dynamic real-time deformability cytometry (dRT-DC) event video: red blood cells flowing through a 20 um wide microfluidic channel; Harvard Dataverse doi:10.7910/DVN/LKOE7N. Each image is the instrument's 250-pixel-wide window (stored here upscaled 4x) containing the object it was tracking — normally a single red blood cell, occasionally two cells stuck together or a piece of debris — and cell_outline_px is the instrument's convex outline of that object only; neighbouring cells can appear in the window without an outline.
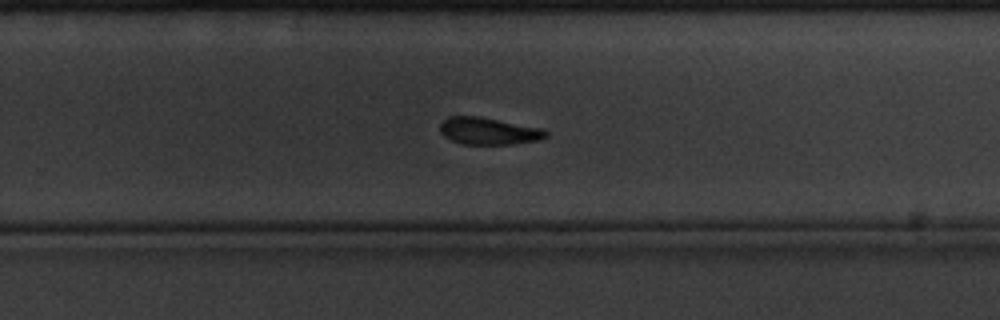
{"species": "common noctule bat (a hibernating species)", "species_latin": "Nyctalus noctula", "temperature_condition": "cold", "stored_images_in_passage": 42, "camera_frame_rate_fps": 3000, "um_per_image_px": 0.085, "animal": {"sex": "male", "body_mass_g": 20.1, "forearm_length_mm": 53.5}, "frame": {"image": 1, "passage_image": 30, "time_ms": 9.667, "image_size_px": [1000, 320], "cell_outline_px": [[548, 136], [540, 140], [512, 144], [464, 144], [452, 140], [444, 136], [440, 132], [440, 124], [448, 116], [480, 116], [544, 128], [548, 132]], "centroid_in_image_um": [41.57, 11.13], "position_along_channel_um": 288.2, "area_um2": 16.88}, "authors_computed_cell_mechanics": {"area_um2": 17.9758, "velocity_mm_per_s": 3.2893, "shape_relaxation_time_tau1_ms": 3.0817, "shape_relaxation_time_tau2_ms": null, "deformation_change_tau1": 0.1041, "deformation_change_tau2": null}}